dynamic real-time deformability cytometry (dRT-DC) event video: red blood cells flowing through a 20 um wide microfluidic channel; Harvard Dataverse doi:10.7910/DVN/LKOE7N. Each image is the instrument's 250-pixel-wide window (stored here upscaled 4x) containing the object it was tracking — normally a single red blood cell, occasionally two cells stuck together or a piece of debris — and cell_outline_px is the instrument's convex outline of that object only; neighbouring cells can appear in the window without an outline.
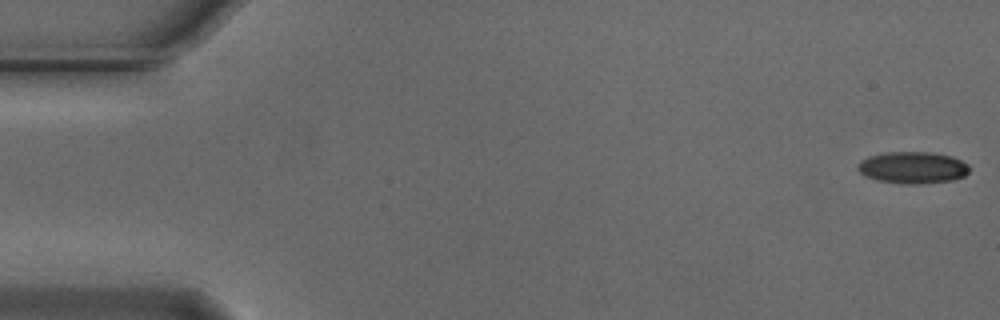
{"species": "Egyptian fruit bat (a non-hibernating species)", "species_latin": "Rousettus aegyptiacus", "temperature_condition": "cold", "stored_images_in_passage": 55, "camera_frame_rate_fps": 3000, "um_per_image_px": 0.085, "animal": {"sex": "male"}, "frame": {"image": 1, "passage_image": 1, "time_ms": 0.0, "image_size_px": [1000, 320], "cell_outline_px": [[968, 172], [964, 176], [952, 180], [916, 184], [904, 184], [876, 180], [864, 176], [856, 168], [860, 160], [868, 156], [884, 152], [932, 152], [952, 156], [968, 164]], "centroid_in_image_um": [77.54, 14.24], "position_along_channel_um": 7.5, "area_um2": 20.81}}
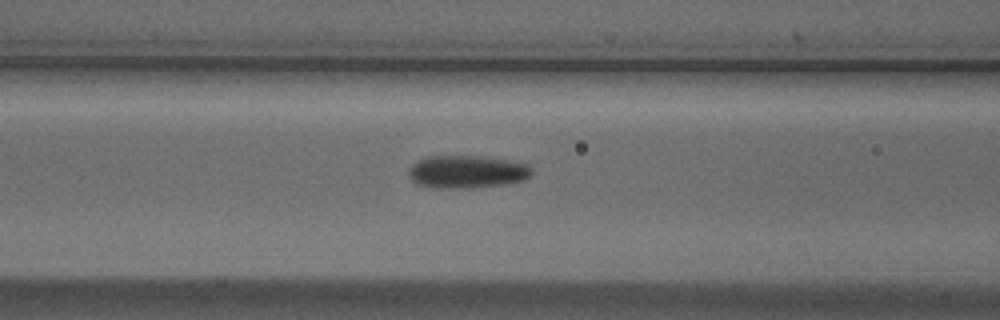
{"frame": {"image": 2, "passage_image": 22, "time_ms": 7.0, "image_size_px": [1000, 320], "cell_outline_px": [[532, 172], [524, 180], [500, 184], [468, 188], [436, 188], [416, 184], [408, 176], [408, 168], [416, 160], [428, 156], [484, 156], [508, 160], [528, 164], [532, 168]], "centroid_in_image_um": [39.63, 14.59], "position_along_channel_um": 127.0, "area_um2": 23.58}}
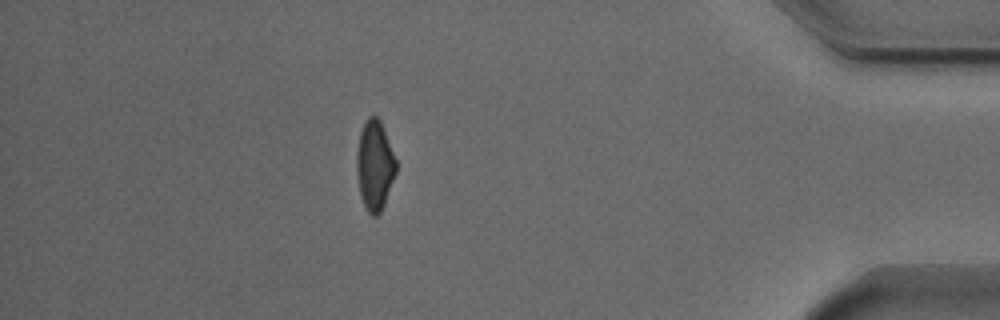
{"frame": {"image": 3, "passage_image": 48, "time_ms": 15.667, "image_size_px": [1000, 320], "cell_outline_px": [[396, 172], [384, 204], [380, 212], [376, 216], [372, 216], [368, 212], [360, 196], [356, 172], [356, 152], [360, 132], [368, 116], [376, 116], [380, 120], [396, 160]], "centroid_in_image_um": [31.83, 14.06], "position_along_channel_um": 403.4, "area_um2": 20.46}, "authors_computed_cell_mechanics": {"area_um2": 21.6172, "velocity_mm_per_s": 3.7419, "shape_relaxation_time_tau1_ms": 4.3095, "shape_relaxation_time_tau2_ms": 2.5873, "deformation_change_tau1": 0.14, "deformation_change_tau2": 0.0933}}